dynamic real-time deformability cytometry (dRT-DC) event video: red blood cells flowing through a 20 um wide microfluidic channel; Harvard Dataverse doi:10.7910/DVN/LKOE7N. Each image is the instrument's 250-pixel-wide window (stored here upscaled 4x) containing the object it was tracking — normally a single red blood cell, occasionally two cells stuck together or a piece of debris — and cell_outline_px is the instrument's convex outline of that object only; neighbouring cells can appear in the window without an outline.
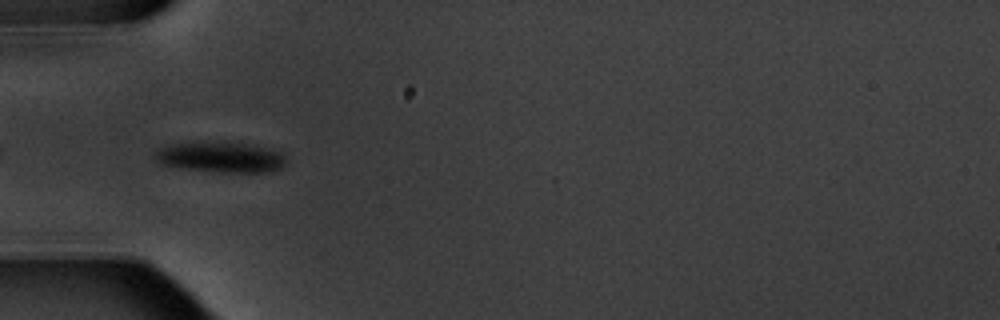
{"species": "common noctule bat (a hibernating species)", "species_latin": "Nyctalus noctula", "temperature_condition": "warm", "stored_images_in_passage": 5, "camera_frame_rate_fps": 3000, "um_per_image_px": 0.085, "animal": {"sex": "male", "body_mass_g": 20.1, "forearm_length_mm": 53.5}, "frame": {"image": 1, "passage_image": 5, "time_ms": 5.0, "image_size_px": [1000, 320], "cell_outline_px": [[288, 160], [280, 168], [272, 172], [220, 172], [180, 168], [160, 164], [152, 156], [160, 148], [172, 144], [252, 144], [272, 148], [280, 152]], "centroid_in_image_um": [18.81, 13.4], "position_along_channel_um": 66.2, "area_um2": 22.83}}